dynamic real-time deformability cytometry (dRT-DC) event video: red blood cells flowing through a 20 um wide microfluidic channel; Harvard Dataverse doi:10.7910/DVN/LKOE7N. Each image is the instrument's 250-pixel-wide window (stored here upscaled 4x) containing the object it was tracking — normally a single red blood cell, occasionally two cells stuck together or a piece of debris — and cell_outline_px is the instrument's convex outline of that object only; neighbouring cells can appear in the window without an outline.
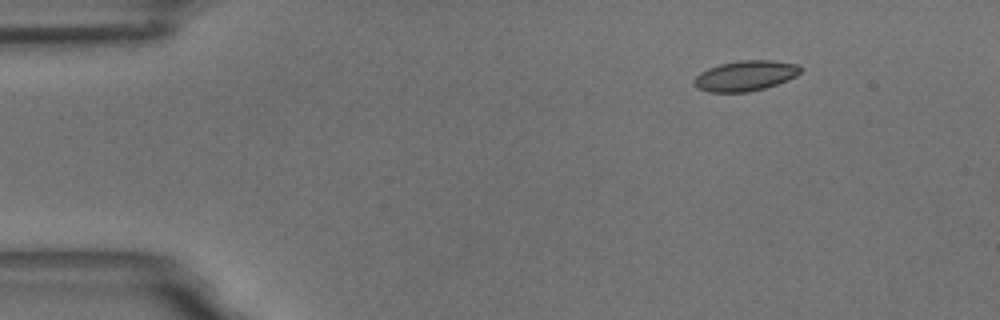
{"species": "common noctule bat (a hibernating species)", "species_latin": "Nyctalus noctula", "temperature_condition": "room temperature", "stored_images_in_passage": 5, "camera_frame_rate_fps": 3000, "um_per_image_px": 0.085, "animal": {"sex": "male", "body_mass_g": 18.8}, "frame": {"image": 1, "passage_image": 1, "time_ms": 0.0, "image_size_px": [1000, 320], "cell_outline_px": [[804, 68], [796, 76], [788, 80], [764, 88], [748, 92], [708, 92], [696, 88], [692, 84], [692, 80], [700, 72], [708, 68], [720, 64], [740, 60], [772, 60], [800, 64]], "centroid_in_image_um": [63.35, 6.43], "position_along_channel_um": 21.6, "area_um2": 19.07}}
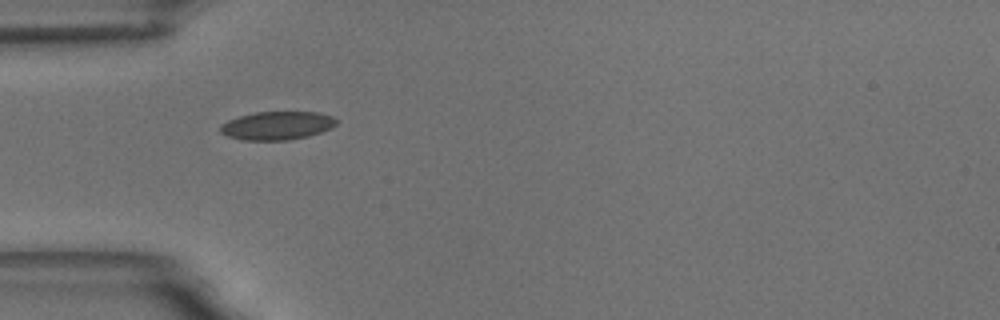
{"frame": {"image": 2, "passage_image": 4, "time_ms": 3.333, "image_size_px": [1000, 320], "cell_outline_px": [[336, 124], [332, 128], [308, 136], [288, 140], [244, 140], [228, 136], [220, 132], [220, 124], [228, 120], [240, 116], [256, 112], [320, 112], [332, 116], [336, 120]], "centroid_in_image_um": [23.55, 10.67], "position_along_channel_um": 61.4, "area_um2": 19.13}}